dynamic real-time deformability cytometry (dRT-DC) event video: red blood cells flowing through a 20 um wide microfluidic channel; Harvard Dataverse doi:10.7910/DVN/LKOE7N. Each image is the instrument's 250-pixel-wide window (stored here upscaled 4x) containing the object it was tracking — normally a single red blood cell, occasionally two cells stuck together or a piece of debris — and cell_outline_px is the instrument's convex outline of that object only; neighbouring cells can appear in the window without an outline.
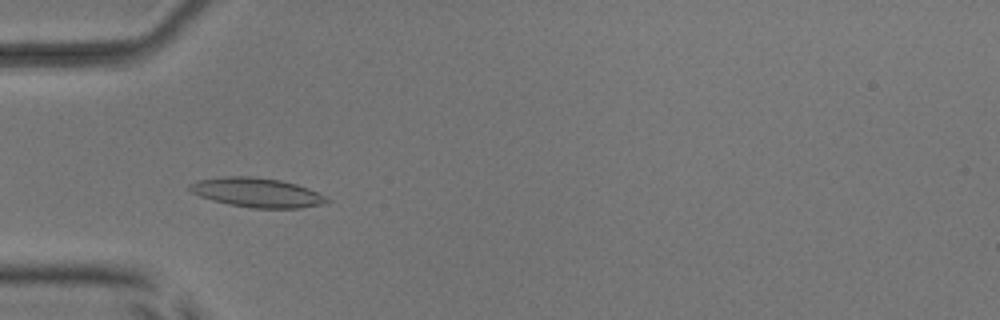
{"species": "common noctule bat (a hibernating species)", "species_latin": "Nyctalus noctula", "temperature_condition": "room temperature", "stored_images_in_passage": 53, "camera_frame_rate_fps": 3000, "um_per_image_px": 0.085, "animal": {"sex": "male", "body_mass_g": 17.9, "forearm_length_mm": 54.2}, "frame": {"image": 1, "passage_image": 17, "time_ms": 5.333, "image_size_px": [1000, 320], "cell_outline_px": [[332, 200], [320, 204], [300, 208], [252, 208], [228, 204], [212, 200], [200, 196], [192, 192], [188, 188], [188, 184], [196, 180], [224, 176], [252, 176], [280, 180], [296, 184], [308, 188]], "centroid_in_image_um": [21.79, 16.36], "position_along_channel_um": 63.2, "area_um2": 23.41}}
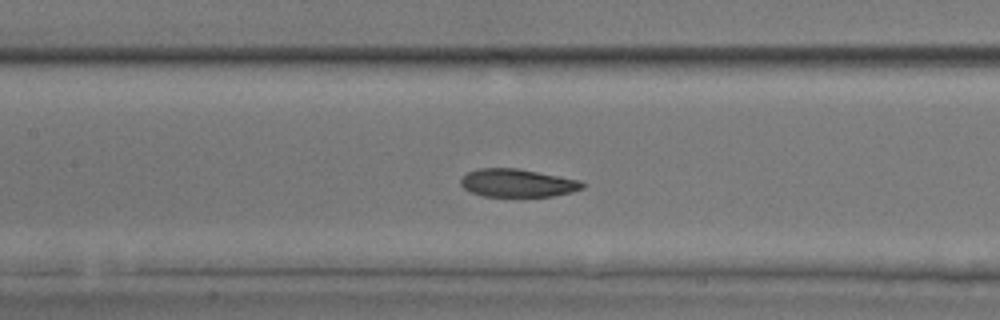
{"frame": {"image": 2, "passage_image": 25, "time_ms": 8.0, "image_size_px": [1000, 320], "cell_outline_px": [[584, 188], [572, 192], [552, 196], [484, 196], [472, 192], [464, 188], [460, 184], [460, 180], [468, 172], [476, 168], [516, 168], [580, 180], [584, 184]], "centroid_in_image_um": [43.98, 15.55], "position_along_channel_um": 163.4, "area_um2": 19.71}}
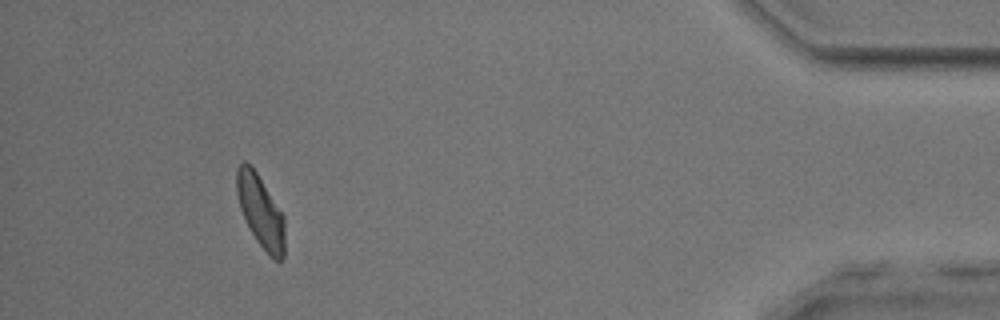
{"frame": {"image": 3, "passage_image": 49, "time_ms": 16.0, "image_size_px": [1000, 320], "cell_outline_px": [[284, 256], [280, 260], [276, 260], [256, 240], [240, 208], [236, 192], [236, 168], [244, 160], [256, 172], [284, 216]], "centroid_in_image_um": [22.13, 17.93], "position_along_channel_um": 413.1, "area_um2": 19.65}, "authors_computed_cell_mechanics": {"area_um2": 20.9814, "velocity_mm_per_s": 3.8689, "shape_relaxation_time_tau1_ms": 3.0518, "shape_relaxation_time_tau2_ms": 2.4128, "deformation_change_tau1": 0.1428, "deformation_change_tau2": 0.09}}